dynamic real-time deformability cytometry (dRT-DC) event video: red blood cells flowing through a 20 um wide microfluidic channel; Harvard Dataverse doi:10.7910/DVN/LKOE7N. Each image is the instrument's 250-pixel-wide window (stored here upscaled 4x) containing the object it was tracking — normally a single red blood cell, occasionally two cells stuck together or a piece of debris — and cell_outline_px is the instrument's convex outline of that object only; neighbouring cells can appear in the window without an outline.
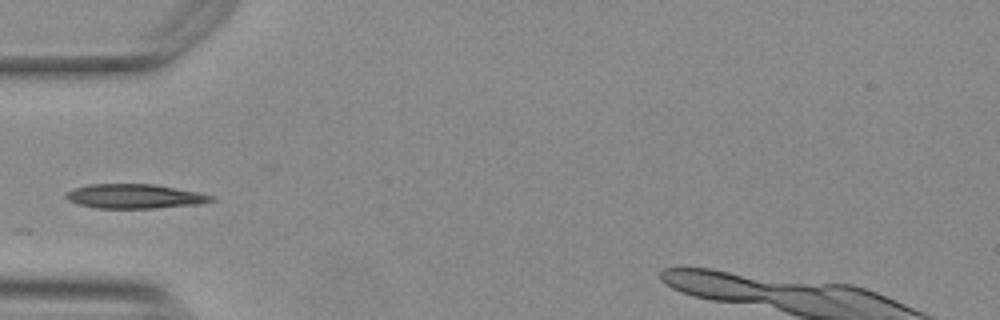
{"species": "Egyptian fruit bat (a non-hibernating species)", "species_latin": "Rousettus aegyptiacus", "temperature_condition": "warm", "stored_images_in_passage": 18, "camera_frame_rate_fps": 3000, "um_per_image_px": 0.085, "animal": {"sex": "female"}, "frame": {"image": 1, "passage_image": 1, "time_ms": 0.0, "image_size_px": [1000, 320], "cell_outline_px": [[216, 200], [200, 204], [156, 208], [96, 208], [80, 204], [68, 200], [64, 196], [72, 188], [88, 184], [152, 184], [200, 192], [212, 196]], "centroid_in_image_um": [11.45, 16.68], "position_along_channel_um": 73.5, "area_um2": 20.63}}
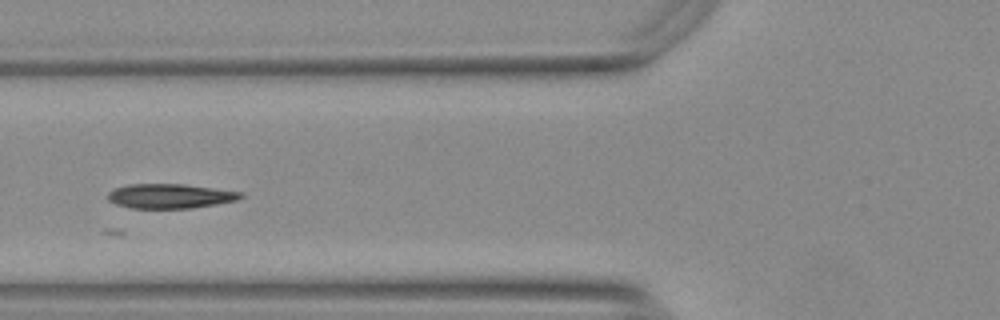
{"frame": {"image": 2, "passage_image": 4, "time_ms": 1.0, "image_size_px": [1000, 320], "cell_outline_px": [[244, 196], [236, 200], [216, 204], [192, 208], [132, 208], [116, 204], [108, 200], [108, 192], [116, 188], [128, 184], [184, 184], [244, 192]], "centroid_in_image_um": [14.47, 16.66], "position_along_channel_um": 111.3, "area_um2": 18.96}}
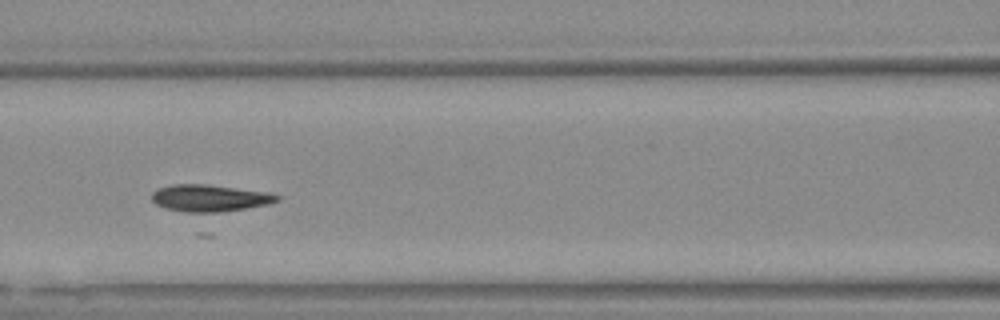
{"frame": {"image": 3, "passage_image": 7, "time_ms": 2.0, "image_size_px": [1000, 320], "cell_outline_px": [[280, 200], [268, 204], [208, 216], [200, 216], [164, 208], [156, 204], [152, 200], [152, 192], [156, 188], [172, 184], [208, 184], [272, 192], [280, 196]], "centroid_in_image_um": [17.83, 16.88], "position_along_channel_um": 148.8, "area_um2": 20.92}}